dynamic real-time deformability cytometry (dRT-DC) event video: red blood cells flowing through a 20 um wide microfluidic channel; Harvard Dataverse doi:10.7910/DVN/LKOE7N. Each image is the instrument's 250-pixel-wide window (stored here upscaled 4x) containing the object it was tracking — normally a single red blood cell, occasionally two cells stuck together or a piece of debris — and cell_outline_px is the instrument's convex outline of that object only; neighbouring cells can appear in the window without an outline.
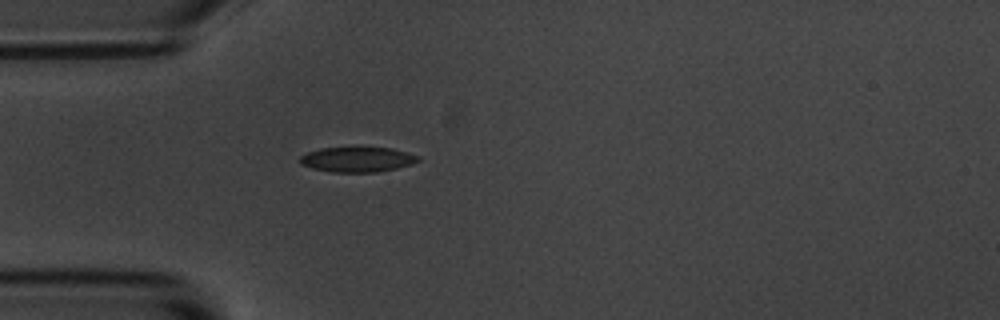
{"species": "common noctule bat (a hibernating species)", "species_latin": "Nyctalus noctula", "temperature_condition": "room temperature", "stored_images_in_passage": 1, "camera_frame_rate_fps": 3000, "um_per_image_px": 0.085, "animal": {"sex": "male", "body_mass_g": 20.1, "forearm_length_mm": 53.5}, "frame": {"image": 1, "passage_image": 1, "time_ms": 0.0, "image_size_px": [1000, 320], "cell_outline_px": [[420, 160], [412, 164], [396, 168], [376, 172], [332, 172], [312, 168], [300, 164], [300, 156], [308, 152], [320, 148], [356, 144], [392, 148], [408, 152], [420, 156]], "centroid_in_image_um": [30.38, 13.49], "position_along_channel_um": 54.6, "area_um2": 18.21}}